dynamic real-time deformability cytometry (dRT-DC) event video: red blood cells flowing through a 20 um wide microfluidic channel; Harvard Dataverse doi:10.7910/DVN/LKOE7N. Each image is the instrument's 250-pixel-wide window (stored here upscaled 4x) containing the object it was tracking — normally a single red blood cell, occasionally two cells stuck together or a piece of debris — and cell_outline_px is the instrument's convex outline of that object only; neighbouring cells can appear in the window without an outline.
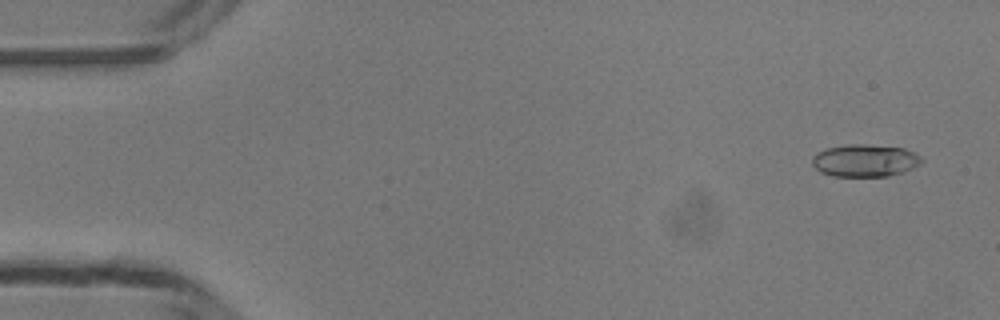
{"species": "common noctule bat (a hibernating species)", "species_latin": "Nyctalus noctula", "temperature_condition": "room temperature", "stored_images_in_passage": 49, "camera_frame_rate_fps": 3000, "um_per_image_px": 0.085, "animal": {"sex": "male", "body_mass_g": 13.3}, "frame": {"image": 1, "passage_image": 3, "time_ms": 0.667, "image_size_px": [1000, 320], "cell_outline_px": [[924, 160], [920, 164], [904, 172], [888, 176], [832, 176], [820, 172], [812, 164], [812, 156], [824, 148], [848, 144], [864, 144], [904, 148], [920, 156]], "centroid_in_image_um": [73.5, 13.64], "position_along_channel_um": 11.5, "area_um2": 20.75}}
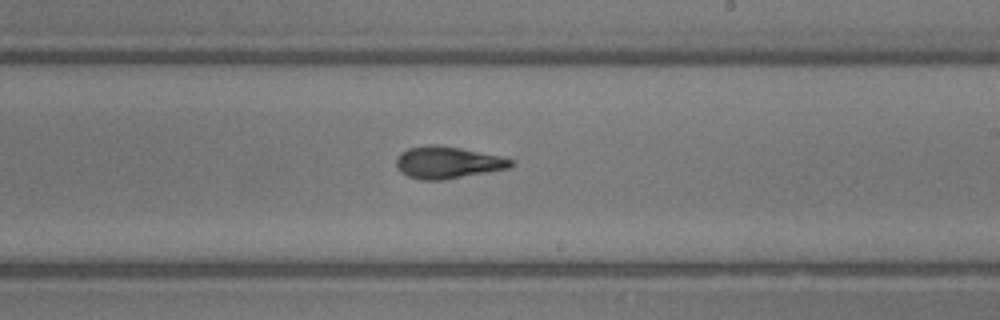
{"frame": {"image": 2, "passage_image": 29, "time_ms": 9.333, "image_size_px": [1000, 320], "cell_outline_px": [[516, 164], [512, 168], [444, 180], [420, 180], [408, 176], [400, 172], [396, 168], [396, 160], [400, 152], [408, 148], [428, 144], [436, 144], [460, 148], [500, 156], [516, 160]], "centroid_in_image_um": [38.08, 13.82], "position_along_channel_um": 250.9, "area_um2": 21.79}}
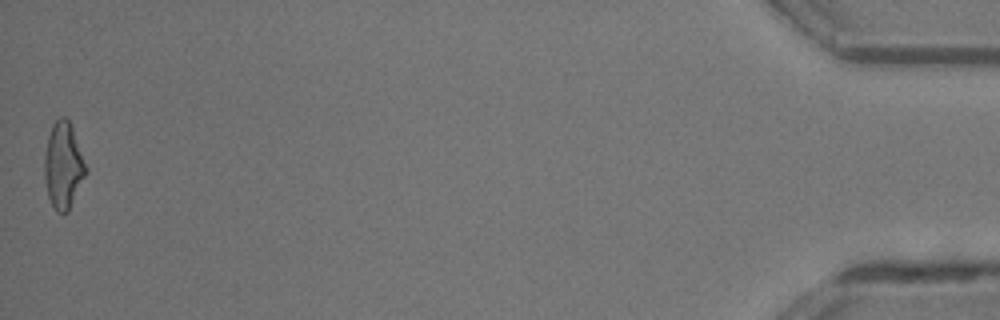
{"frame": {"image": 3, "passage_image": 49, "time_ms": 16.0, "image_size_px": [1000, 320], "cell_outline_px": [[88, 172], [68, 212], [56, 212], [48, 196], [44, 176], [44, 156], [48, 136], [52, 124], [60, 116], [64, 116], [68, 120], [72, 128], [88, 168]], "centroid_in_image_um": [5.39, 14.07], "position_along_channel_um": 429.8, "area_um2": 20.92}, "authors_computed_cell_mechanics": {"area_um2": 20.6346, "velocity_mm_per_s": 4.2098, "shape_relaxation_time_tau1_ms": 5.0519, "shape_relaxation_time_tau2_ms": 1.6003, "deformation_change_tau1": 0.2144, "deformation_change_tau2": 0.1061}}